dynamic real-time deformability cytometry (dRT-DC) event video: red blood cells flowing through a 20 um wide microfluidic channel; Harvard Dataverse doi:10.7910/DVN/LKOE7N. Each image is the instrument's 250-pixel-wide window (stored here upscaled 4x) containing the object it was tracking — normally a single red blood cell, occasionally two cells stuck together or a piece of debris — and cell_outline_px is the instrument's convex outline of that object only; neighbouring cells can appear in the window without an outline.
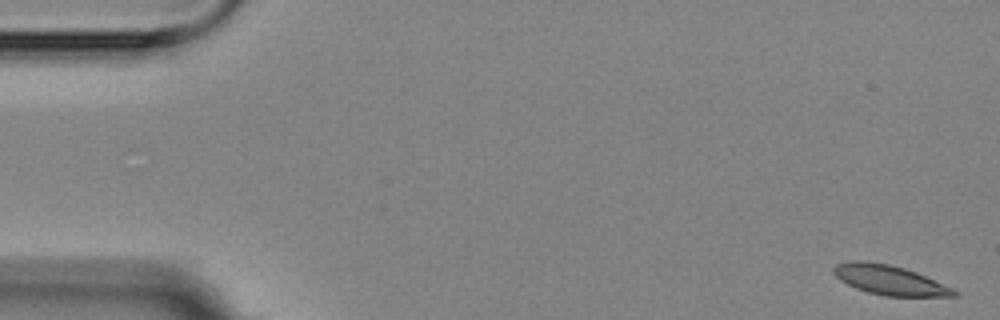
{"species": "Egyptian fruit bat (a non-hibernating species)", "species_latin": "Rousettus aegyptiacus", "temperature_condition": "room temperature", "stored_images_in_passage": 6, "camera_frame_rate_fps": 3000, "um_per_image_px": 0.085, "animal": {"sex": "female"}, "frame": {"image": 1, "passage_image": 1, "time_ms": 0.0, "image_size_px": [1000, 320], "cell_outline_px": [[960, 296], [884, 296], [868, 292], [856, 288], [840, 280], [832, 272], [832, 268], [836, 264], [848, 260], [860, 260], [888, 264], [904, 268], [916, 272], [952, 288], [960, 292]], "centroid_in_image_um": [75.59, 23.8], "position_along_channel_um": 9.4, "area_um2": 20.75}}
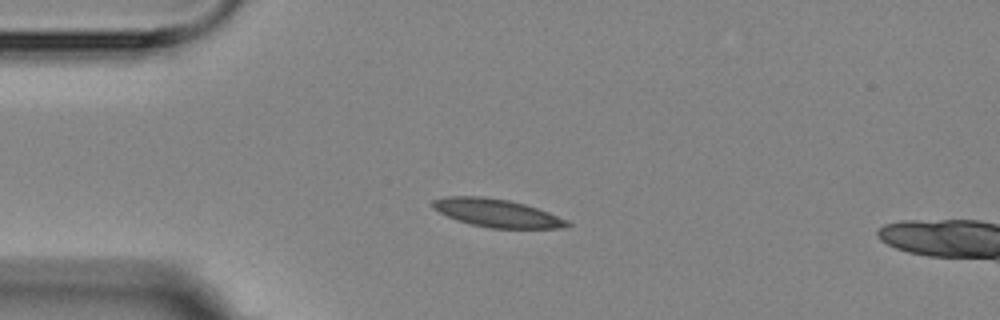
{"frame": {"image": 2, "passage_image": 4, "time_ms": 4.0, "image_size_px": [1000, 320], "cell_outline_px": [[572, 224], [568, 228], [488, 228], [456, 220], [432, 208], [432, 200], [444, 196], [480, 196], [508, 200], [524, 204], [548, 212], [568, 220]], "centroid_in_image_um": [42.24, 18.11], "position_along_channel_um": 42.8, "area_um2": 21.96}}
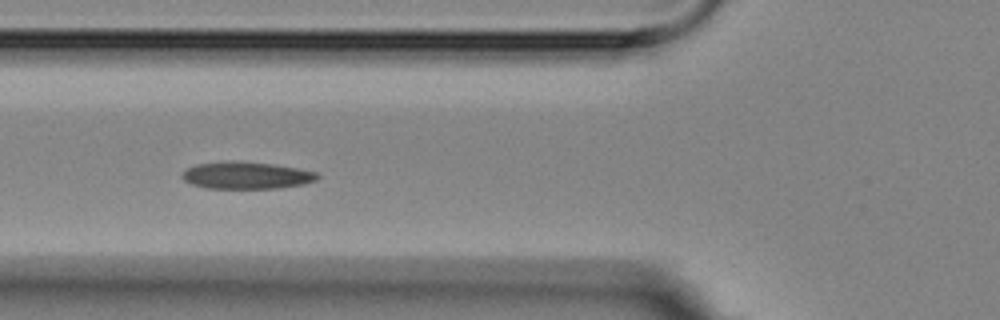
{"frame": {"image": 3, "passage_image": 6, "time_ms": 6.333, "image_size_px": [1000, 320], "cell_outline_px": [[320, 176], [316, 180], [304, 184], [276, 188], [204, 188], [192, 184], [184, 180], [180, 176], [188, 168], [196, 164], [228, 160], [232, 160], [272, 164], [296, 168], [316, 172]], "centroid_in_image_um": [20.92, 14.9], "position_along_channel_um": 104.9, "area_um2": 21.33}}